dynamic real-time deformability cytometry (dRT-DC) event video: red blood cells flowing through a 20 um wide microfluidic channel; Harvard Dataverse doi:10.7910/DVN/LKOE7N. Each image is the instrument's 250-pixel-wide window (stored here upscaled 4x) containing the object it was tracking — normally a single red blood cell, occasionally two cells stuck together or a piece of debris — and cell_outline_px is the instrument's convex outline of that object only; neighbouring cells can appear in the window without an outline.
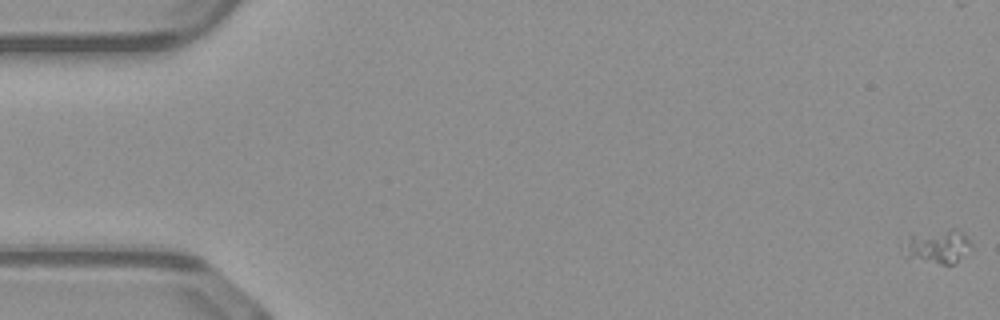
{"species": "common noctule bat (a hibernating species)", "species_latin": "Nyctalus noctula", "temperature_condition": "warm", "stored_images_in_passage": 16, "camera_frame_rate_fps": 3000, "um_per_image_px": 0.085, "animal": {"sex": "male", "body_mass_g": 23.1, "forearm_length_mm": 52.7}, "frame": {"image": 1, "passage_image": 1, "time_ms": 0.0, "image_size_px": [1000, 320], "cell_outline_px": [[972, 252], [952, 264], [940, 264], [904, 256], [908, 240], [912, 236], [952, 228], [956, 228], [972, 244]], "centroid_in_image_um": [79.82, 20.97], "position_along_channel_um": 5.2, "area_um2": 12.83}}
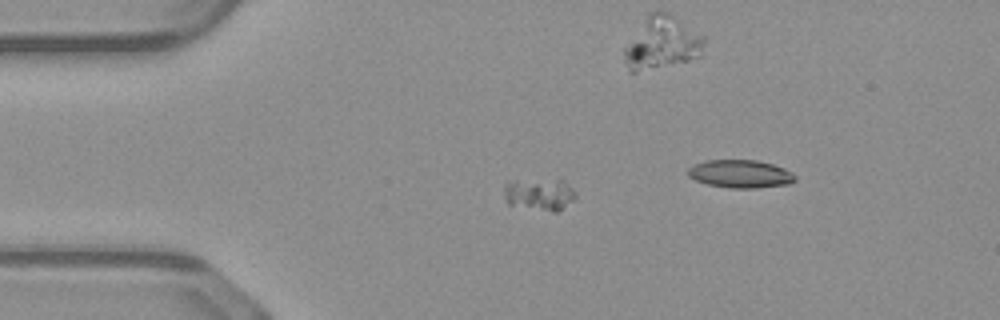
{"frame": {"image": 2, "passage_image": 13, "time_ms": 4.0, "image_size_px": [1000, 320], "cell_outline_px": [[576, 196], [572, 200], [556, 212], [552, 212], [508, 204], [504, 196], [504, 184], [516, 180], [564, 180], [576, 192]], "centroid_in_image_um": [45.84, 16.51], "position_along_channel_um": 39.2, "area_um2": 13.24}}